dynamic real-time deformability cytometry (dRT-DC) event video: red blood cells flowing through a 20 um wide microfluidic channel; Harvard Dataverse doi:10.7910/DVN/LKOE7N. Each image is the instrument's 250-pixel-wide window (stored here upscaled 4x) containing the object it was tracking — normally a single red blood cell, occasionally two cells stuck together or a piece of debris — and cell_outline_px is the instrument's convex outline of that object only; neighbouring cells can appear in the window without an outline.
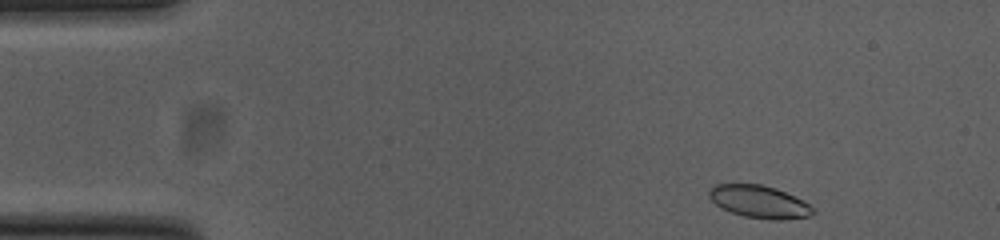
{"species": "common noctule bat (a hibernating species)", "species_latin": "Nyctalus noctula", "temperature_condition": "cold", "stored_images_in_passage": 48, "camera_frame_rate_fps": 3000, "um_per_image_px": 0.085, "animal": {"sex": "female", "body_mass_g": 23.0, "forearm_length_mm": 53.4}, "frame": {"image": 1, "passage_image": 1, "time_ms": 0.0, "image_size_px": [1000, 240], "cell_outline_px": [[816, 212], [808, 216], [784, 220], [768, 220], [744, 216], [732, 212], [716, 204], [708, 196], [708, 192], [712, 184], [760, 184], [776, 188], [804, 200], [816, 208]], "centroid_in_image_um": [64.58, 17.15], "position_along_channel_um": 20.4, "area_um2": 19.88}}
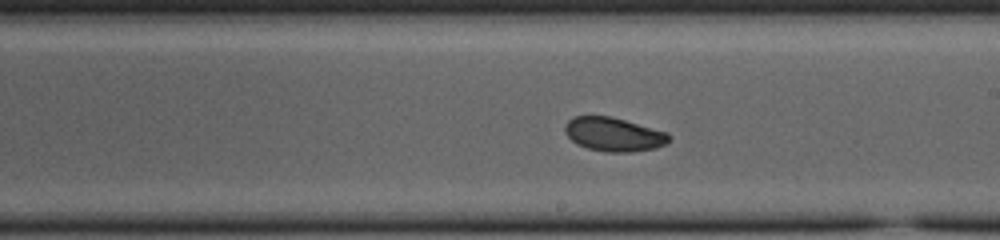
{"frame": {"image": 2, "passage_image": 25, "time_ms": 8.0, "image_size_px": [1000, 240], "cell_outline_px": [[672, 136], [668, 144], [656, 148], [632, 152], [608, 152], [588, 148], [576, 144], [564, 132], [564, 124], [568, 120], [576, 116], [612, 116], [668, 132]], "centroid_in_image_um": [52.2, 11.42], "position_along_channel_um": 236.8, "area_um2": 20.81}}
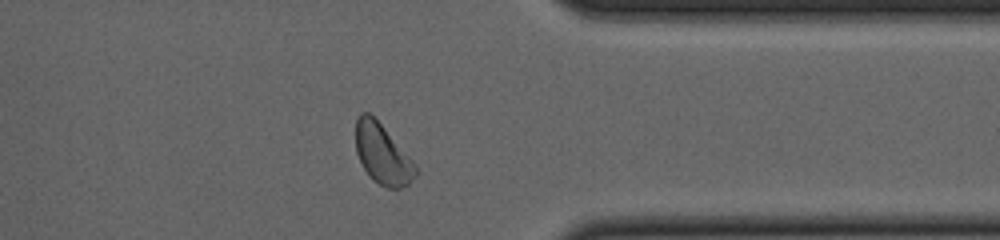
{"frame": {"image": 3, "passage_image": 37, "time_ms": 12.0, "image_size_px": [1000, 240], "cell_outline_px": [[420, 172], [408, 184], [400, 188], [388, 188], [372, 180], [364, 168], [356, 152], [356, 120], [360, 112], [368, 112], [380, 124], [416, 164]], "centroid_in_image_um": [32.52, 13.13], "position_along_channel_um": 378.9, "area_um2": 20.69}, "authors_computed_cell_mechanics": {"area_um2": 20.7791, "velocity_mm_per_s": 3.7764, "shape_relaxation_time_tau1_ms": 3.1831, "shape_relaxation_time_tau2_ms": 3.8491, "deformation_change_tau1": 0.1053, "deformation_change_tau2": 0.0865}}